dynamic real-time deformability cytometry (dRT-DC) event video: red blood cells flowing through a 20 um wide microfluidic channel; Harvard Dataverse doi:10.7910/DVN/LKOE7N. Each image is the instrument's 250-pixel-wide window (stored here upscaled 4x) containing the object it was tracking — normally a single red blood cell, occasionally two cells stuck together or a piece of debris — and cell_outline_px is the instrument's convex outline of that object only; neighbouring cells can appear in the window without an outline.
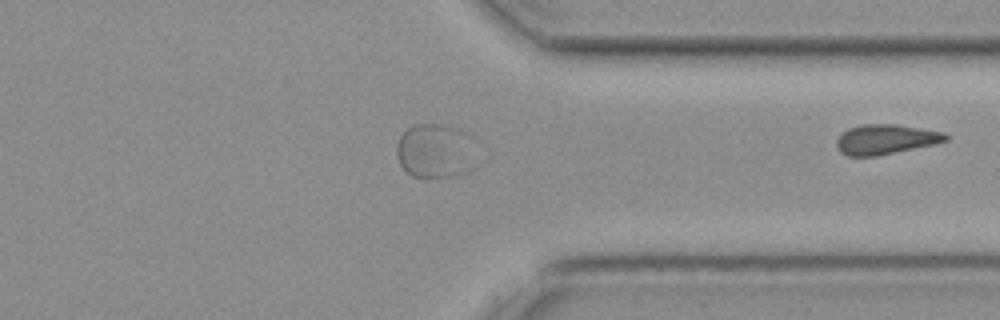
{"species": "common noctule bat (a hibernating species)", "species_latin": "Nyctalus noctula", "temperature_condition": "cold", "stored_images_in_passage": 18, "camera_frame_rate_fps": 3000, "um_per_image_px": 0.085, "animal": {"sex": "female", "body_mass_g": 19.3, "forearm_length_mm": 54.1}, "frame": {"image": 1, "passage_image": 18, "time_ms": 5.667, "image_size_px": [1000, 320], "cell_outline_px": [[948, 140], [936, 144], [876, 156], [848, 156], [840, 152], [836, 144], [836, 140], [848, 128], [860, 124], [896, 124], [944, 132], [948, 136]], "centroid_in_image_um": [75.29, 11.84], "position_along_channel_um": 336.1, "area_um2": 19.02}}